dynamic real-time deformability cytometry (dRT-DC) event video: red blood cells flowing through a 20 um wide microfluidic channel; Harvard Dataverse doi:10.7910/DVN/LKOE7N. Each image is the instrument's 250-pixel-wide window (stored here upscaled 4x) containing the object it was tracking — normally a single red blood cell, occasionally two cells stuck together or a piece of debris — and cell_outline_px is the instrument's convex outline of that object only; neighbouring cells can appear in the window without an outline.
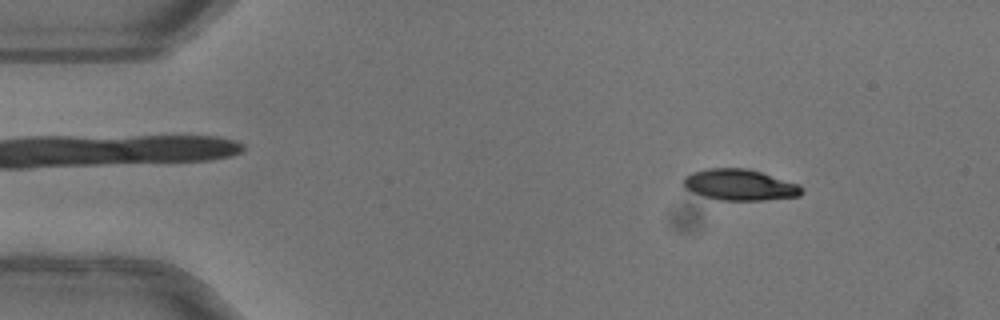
{"species": "common noctule bat (a hibernating species)", "species_latin": "Nyctalus noctula", "temperature_condition": "warm", "stored_images_in_passage": 50, "camera_frame_rate_fps": 3000, "um_per_image_px": 0.085, "animal": {"sex": "female"}, "frame": {"image": 1, "passage_image": 6, "time_ms": 1.667, "image_size_px": [1000, 320], "cell_outline_px": [[804, 192], [800, 196], [764, 200], [720, 200], [704, 196], [684, 188], [684, 176], [692, 172], [708, 168], [748, 168], [800, 184], [804, 188]], "centroid_in_image_um": [62.92, 15.71], "position_along_channel_um": 22.1, "area_um2": 21.56}}
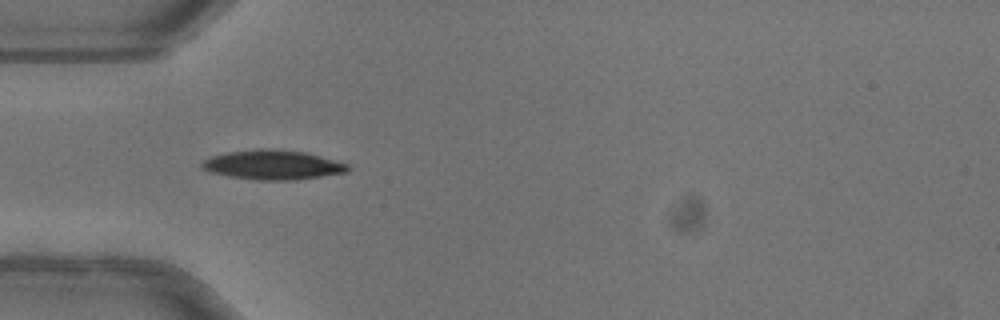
{"frame": {"image": 2, "passage_image": 15, "time_ms": 4.667, "image_size_px": [1000, 320], "cell_outline_px": [[348, 172], [296, 180], [256, 180], [228, 176], [212, 172], [204, 168], [200, 164], [204, 160], [212, 156], [228, 152], [260, 148], [308, 152], [348, 164]], "centroid_in_image_um": [23.21, 14.01], "position_along_channel_um": 61.8, "area_um2": 24.91}, "authors_computed_cell_mechanics": {"area_um2": 22.8888, "velocity_mm_per_s": 4.0642, "shape_relaxation_time_tau1_ms": 4.1505, "shape_relaxation_time_tau2_ms": null, "deformation_change_tau1": 0.1631, "deformation_change_tau2": null}}